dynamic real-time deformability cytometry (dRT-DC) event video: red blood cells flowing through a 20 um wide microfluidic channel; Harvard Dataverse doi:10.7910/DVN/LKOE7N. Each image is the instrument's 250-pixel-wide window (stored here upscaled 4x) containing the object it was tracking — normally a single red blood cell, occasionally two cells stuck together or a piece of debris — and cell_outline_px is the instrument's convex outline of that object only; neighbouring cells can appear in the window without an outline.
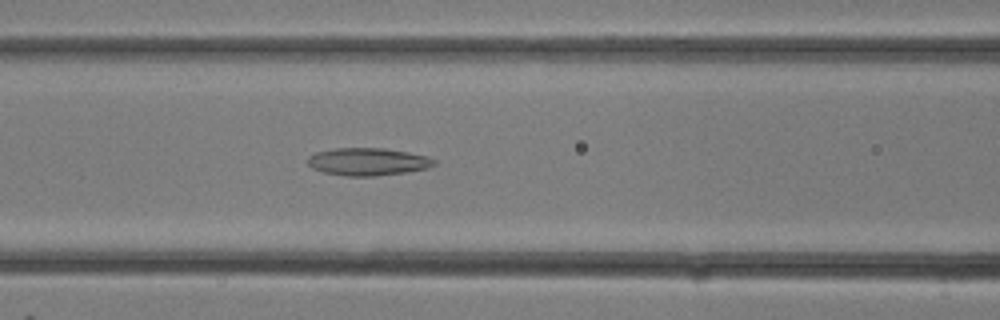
{"species": "common noctule bat (a hibernating species)", "species_latin": "Nyctalus noctula", "temperature_condition": "room temperature", "stored_images_in_passage": 29, "camera_frame_rate_fps": 3000, "um_per_image_px": 0.085, "animal": {"sex": "female"}, "frame": {"image": 1, "passage_image": 12, "time_ms": 3.667, "image_size_px": [1000, 320], "cell_outline_px": [[436, 164], [428, 168], [404, 172], [376, 176], [344, 176], [324, 172], [312, 168], [308, 164], [308, 156], [316, 152], [336, 148], [384, 148], [408, 152], [428, 156], [436, 160]], "centroid_in_image_um": [31.27, 13.74], "position_along_channel_um": 135.3, "area_um2": 20.35}}
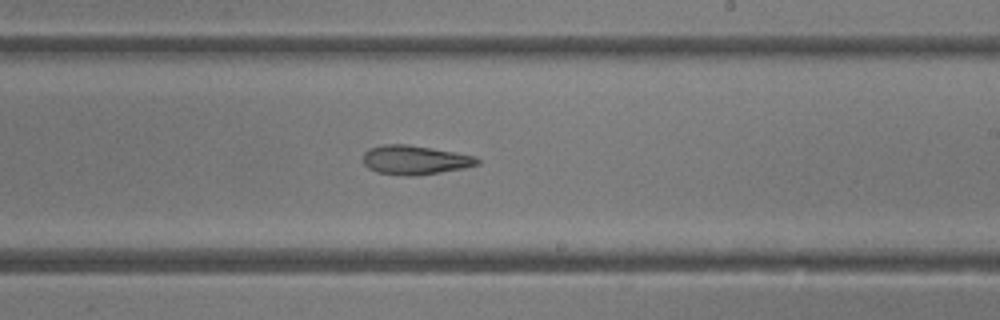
{"frame": {"image": 2, "passage_image": 17, "time_ms": 5.333, "image_size_px": [1000, 320], "cell_outline_px": [[480, 164], [464, 168], [416, 176], [408, 176], [376, 172], [368, 168], [364, 164], [364, 152], [368, 148], [384, 144], [408, 144], [456, 152], [476, 156], [480, 160]], "centroid_in_image_um": [35.28, 13.59], "position_along_channel_um": 253.7, "area_um2": 19.54}}
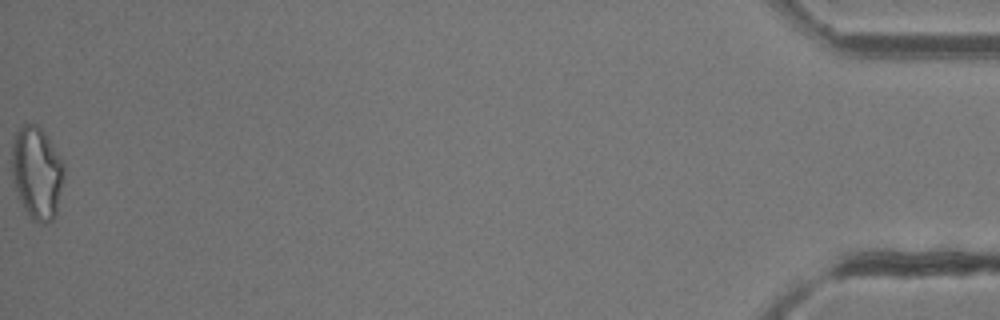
{"frame": {"image": 3, "passage_image": 29, "time_ms": 9.333, "image_size_px": [1000, 320], "cell_outline_px": [[64, 172], [56, 216], [48, 224], [40, 224], [32, 220], [24, 208], [16, 188], [12, 176], [12, 140], [16, 132], [24, 124], [36, 124], [48, 136], [64, 164]], "centroid_in_image_um": [3.14, 14.7], "position_along_channel_um": 432.1, "area_um2": 28.09}}